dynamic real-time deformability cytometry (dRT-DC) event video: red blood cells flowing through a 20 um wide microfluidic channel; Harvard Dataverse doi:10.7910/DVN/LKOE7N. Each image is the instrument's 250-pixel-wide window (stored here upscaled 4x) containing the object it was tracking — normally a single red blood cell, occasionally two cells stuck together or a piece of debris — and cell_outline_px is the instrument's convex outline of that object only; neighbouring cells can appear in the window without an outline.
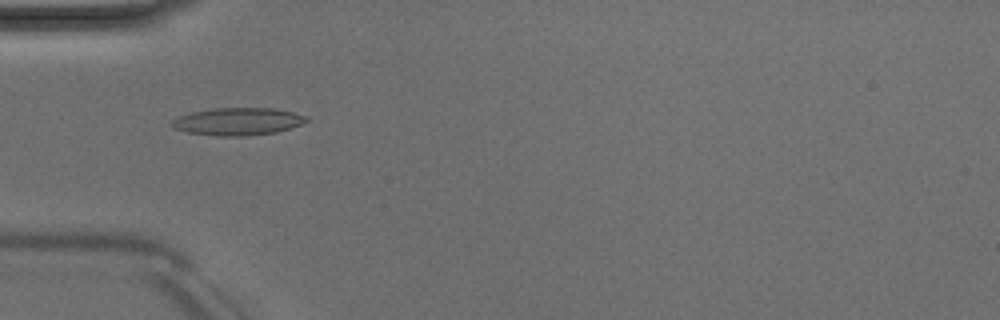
{"species": "Egyptian fruit bat (a non-hibernating species)", "species_latin": "Rousettus aegyptiacus", "temperature_condition": "room temperature", "stored_images_in_passage": 41, "camera_frame_rate_fps": 3000, "um_per_image_px": 0.085, "animal": {"sex": "male"}, "frame": {"image": 1, "passage_image": 7, "time_ms": 2.0, "image_size_px": [1000, 320], "cell_outline_px": [[308, 120], [300, 124], [276, 132], [244, 136], [216, 136], [188, 132], [172, 128], [172, 120], [180, 116], [192, 112], [212, 108], [272, 108], [292, 112], [308, 116]], "centroid_in_image_um": [20.2, 10.32], "position_along_channel_um": 64.8, "area_um2": 21.39}}
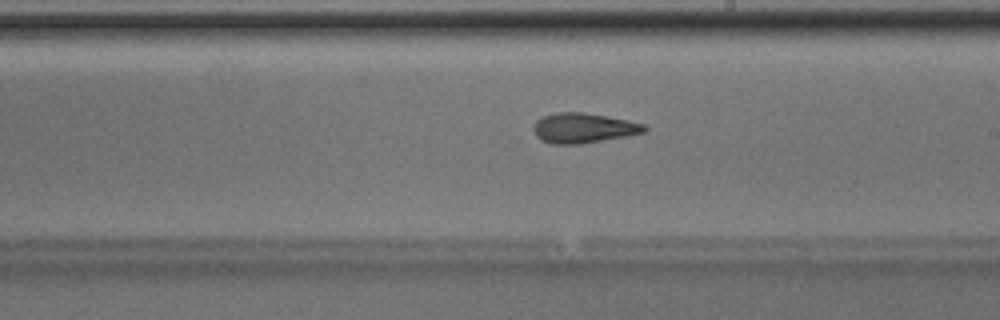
{"frame": {"image": 2, "passage_image": 20, "time_ms": 6.333, "image_size_px": [1000, 320], "cell_outline_px": [[648, 128], [644, 132], [624, 136], [580, 144], [552, 144], [540, 140], [536, 136], [532, 128], [536, 120], [544, 116], [560, 112], [584, 112], [608, 116], [628, 120], [644, 124]], "centroid_in_image_um": [49.56, 10.88], "position_along_channel_um": 239.4, "area_um2": 19.31}}
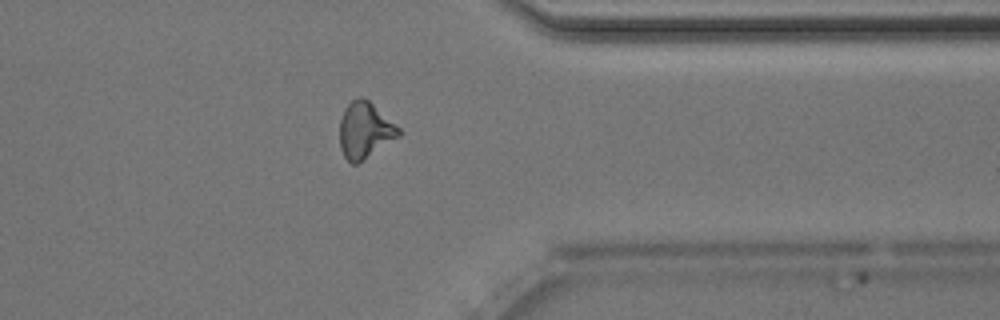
{"frame": {"image": 3, "passage_image": 31, "time_ms": 10.0, "image_size_px": [1000, 320], "cell_outline_px": [[400, 136], [356, 164], [352, 164], [344, 156], [340, 148], [340, 120], [344, 108], [352, 100], [360, 96], [368, 100], [400, 128]], "centroid_in_image_um": [31.0, 11.07], "position_along_channel_um": 380.4, "area_um2": 19.07}, "authors_computed_cell_mechanics": {"area_um2": 19.1896, "velocity_mm_per_s": 4.0447, "shape_relaxation_time_tau1_ms": 4.231, "shape_relaxation_time_tau2_ms": 2.5919, "deformation_change_tau1": 0.1519, "deformation_change_tau2": 0.1177}}